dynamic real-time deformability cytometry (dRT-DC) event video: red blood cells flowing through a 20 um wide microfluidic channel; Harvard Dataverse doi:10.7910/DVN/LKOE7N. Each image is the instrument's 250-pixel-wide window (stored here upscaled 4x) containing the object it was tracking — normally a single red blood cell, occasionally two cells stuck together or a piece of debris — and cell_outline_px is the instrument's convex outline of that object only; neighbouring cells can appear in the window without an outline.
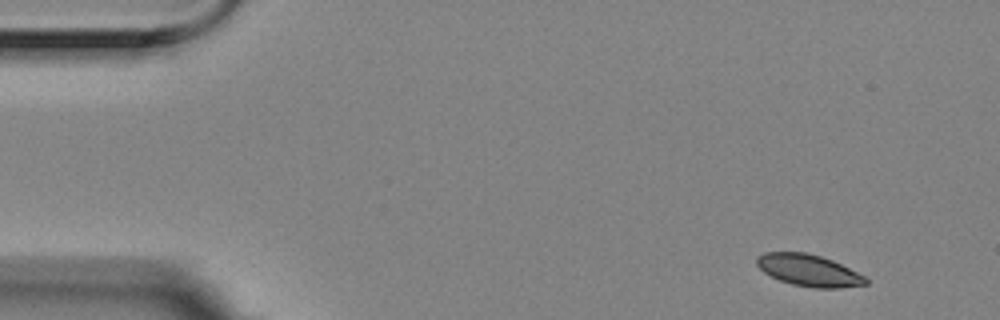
{"species": "Egyptian fruit bat (a non-hibernating species)", "species_latin": "Rousettus aegyptiacus", "temperature_condition": "room temperature", "stored_images_in_passage": 4, "camera_frame_rate_fps": 3000, "um_per_image_px": 0.085, "animal": {"sex": "female"}, "frame": {"image": 1, "passage_image": 1, "time_ms": 0.0, "image_size_px": [1000, 320], "cell_outline_px": [[868, 284], [840, 288], [812, 288], [792, 284], [780, 280], [764, 272], [756, 264], [756, 256], [764, 252], [804, 252], [820, 256], [832, 260], [864, 276], [868, 280]], "centroid_in_image_um": [68.72, 22.98], "position_along_channel_um": 16.3, "area_um2": 20.06}}